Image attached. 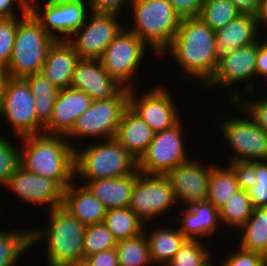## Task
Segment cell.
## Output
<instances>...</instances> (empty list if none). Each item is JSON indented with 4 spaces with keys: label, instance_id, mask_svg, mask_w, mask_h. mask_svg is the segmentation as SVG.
I'll return each mask as SVG.
<instances>
[{
    "label": "cell",
    "instance_id": "cell-15",
    "mask_svg": "<svg viewBox=\"0 0 267 266\" xmlns=\"http://www.w3.org/2000/svg\"><path fill=\"white\" fill-rule=\"evenodd\" d=\"M175 204H177L176 197L165 175L140 173L137 176L129 208L146 225L153 219L164 217Z\"/></svg>",
    "mask_w": 267,
    "mask_h": 266
},
{
    "label": "cell",
    "instance_id": "cell-34",
    "mask_svg": "<svg viewBox=\"0 0 267 266\" xmlns=\"http://www.w3.org/2000/svg\"><path fill=\"white\" fill-rule=\"evenodd\" d=\"M115 249L119 266L152 265L145 232L133 238L117 241Z\"/></svg>",
    "mask_w": 267,
    "mask_h": 266
},
{
    "label": "cell",
    "instance_id": "cell-11",
    "mask_svg": "<svg viewBox=\"0 0 267 266\" xmlns=\"http://www.w3.org/2000/svg\"><path fill=\"white\" fill-rule=\"evenodd\" d=\"M147 48L149 47L137 35L130 32L125 24V28L105 49L100 61L109 75L121 86L133 89L137 85L133 77L137 76L135 73L143 64Z\"/></svg>",
    "mask_w": 267,
    "mask_h": 266
},
{
    "label": "cell",
    "instance_id": "cell-3",
    "mask_svg": "<svg viewBox=\"0 0 267 266\" xmlns=\"http://www.w3.org/2000/svg\"><path fill=\"white\" fill-rule=\"evenodd\" d=\"M47 213L48 224L30 227L31 248L41 240L40 243L46 241L44 249L48 266H68L83 260L86 226L63 206Z\"/></svg>",
    "mask_w": 267,
    "mask_h": 266
},
{
    "label": "cell",
    "instance_id": "cell-2",
    "mask_svg": "<svg viewBox=\"0 0 267 266\" xmlns=\"http://www.w3.org/2000/svg\"><path fill=\"white\" fill-rule=\"evenodd\" d=\"M20 166L56 181L64 190L75 180V148L64 135L37 134L17 139Z\"/></svg>",
    "mask_w": 267,
    "mask_h": 266
},
{
    "label": "cell",
    "instance_id": "cell-45",
    "mask_svg": "<svg viewBox=\"0 0 267 266\" xmlns=\"http://www.w3.org/2000/svg\"><path fill=\"white\" fill-rule=\"evenodd\" d=\"M90 11L122 14L124 5H131L132 0H86Z\"/></svg>",
    "mask_w": 267,
    "mask_h": 266
},
{
    "label": "cell",
    "instance_id": "cell-8",
    "mask_svg": "<svg viewBox=\"0 0 267 266\" xmlns=\"http://www.w3.org/2000/svg\"><path fill=\"white\" fill-rule=\"evenodd\" d=\"M129 106V89L123 88L112 99L93 100L91 106L78 117L72 130L65 136L73 148V139L107 140L115 137L122 114ZM91 138V139H90Z\"/></svg>",
    "mask_w": 267,
    "mask_h": 266
},
{
    "label": "cell",
    "instance_id": "cell-29",
    "mask_svg": "<svg viewBox=\"0 0 267 266\" xmlns=\"http://www.w3.org/2000/svg\"><path fill=\"white\" fill-rule=\"evenodd\" d=\"M238 190L240 187L233 170L227 164L216 163L211 168L207 201L219 210Z\"/></svg>",
    "mask_w": 267,
    "mask_h": 266
},
{
    "label": "cell",
    "instance_id": "cell-20",
    "mask_svg": "<svg viewBox=\"0 0 267 266\" xmlns=\"http://www.w3.org/2000/svg\"><path fill=\"white\" fill-rule=\"evenodd\" d=\"M92 102L93 99L81 90L72 87L59 90L51 118L44 126L43 134L66 136Z\"/></svg>",
    "mask_w": 267,
    "mask_h": 266
},
{
    "label": "cell",
    "instance_id": "cell-5",
    "mask_svg": "<svg viewBox=\"0 0 267 266\" xmlns=\"http://www.w3.org/2000/svg\"><path fill=\"white\" fill-rule=\"evenodd\" d=\"M94 142L75 148L76 181L119 178L138 169L136 158L115 138Z\"/></svg>",
    "mask_w": 267,
    "mask_h": 266
},
{
    "label": "cell",
    "instance_id": "cell-4",
    "mask_svg": "<svg viewBox=\"0 0 267 266\" xmlns=\"http://www.w3.org/2000/svg\"><path fill=\"white\" fill-rule=\"evenodd\" d=\"M129 8L133 21L126 28L137 35L154 56H160L171 44L182 19L168 0H132Z\"/></svg>",
    "mask_w": 267,
    "mask_h": 266
},
{
    "label": "cell",
    "instance_id": "cell-13",
    "mask_svg": "<svg viewBox=\"0 0 267 266\" xmlns=\"http://www.w3.org/2000/svg\"><path fill=\"white\" fill-rule=\"evenodd\" d=\"M86 0H47L44 6L39 1L28 11L41 27L56 41L68 40L84 23L90 12Z\"/></svg>",
    "mask_w": 267,
    "mask_h": 266
},
{
    "label": "cell",
    "instance_id": "cell-47",
    "mask_svg": "<svg viewBox=\"0 0 267 266\" xmlns=\"http://www.w3.org/2000/svg\"><path fill=\"white\" fill-rule=\"evenodd\" d=\"M90 266H119L115 248L92 254L86 258Z\"/></svg>",
    "mask_w": 267,
    "mask_h": 266
},
{
    "label": "cell",
    "instance_id": "cell-49",
    "mask_svg": "<svg viewBox=\"0 0 267 266\" xmlns=\"http://www.w3.org/2000/svg\"><path fill=\"white\" fill-rule=\"evenodd\" d=\"M233 2L235 7L242 14H253L256 15L259 6V0H230Z\"/></svg>",
    "mask_w": 267,
    "mask_h": 266
},
{
    "label": "cell",
    "instance_id": "cell-42",
    "mask_svg": "<svg viewBox=\"0 0 267 266\" xmlns=\"http://www.w3.org/2000/svg\"><path fill=\"white\" fill-rule=\"evenodd\" d=\"M223 259L221 266H267V258L261 254L243 250L239 246ZM234 251V252H233Z\"/></svg>",
    "mask_w": 267,
    "mask_h": 266
},
{
    "label": "cell",
    "instance_id": "cell-39",
    "mask_svg": "<svg viewBox=\"0 0 267 266\" xmlns=\"http://www.w3.org/2000/svg\"><path fill=\"white\" fill-rule=\"evenodd\" d=\"M255 91L241 95L234 103L247 114V116L267 133V98L254 99ZM246 96V97H245ZM248 96V98H247ZM246 98V99H245Z\"/></svg>",
    "mask_w": 267,
    "mask_h": 266
},
{
    "label": "cell",
    "instance_id": "cell-36",
    "mask_svg": "<svg viewBox=\"0 0 267 266\" xmlns=\"http://www.w3.org/2000/svg\"><path fill=\"white\" fill-rule=\"evenodd\" d=\"M117 240L105 224L98 223L86 226L84 234V259L88 256L115 248Z\"/></svg>",
    "mask_w": 267,
    "mask_h": 266
},
{
    "label": "cell",
    "instance_id": "cell-48",
    "mask_svg": "<svg viewBox=\"0 0 267 266\" xmlns=\"http://www.w3.org/2000/svg\"><path fill=\"white\" fill-rule=\"evenodd\" d=\"M257 78L262 79L267 76V37L258 46L257 60H256Z\"/></svg>",
    "mask_w": 267,
    "mask_h": 266
},
{
    "label": "cell",
    "instance_id": "cell-40",
    "mask_svg": "<svg viewBox=\"0 0 267 266\" xmlns=\"http://www.w3.org/2000/svg\"><path fill=\"white\" fill-rule=\"evenodd\" d=\"M17 27L18 17L0 18V64L6 67L12 56Z\"/></svg>",
    "mask_w": 267,
    "mask_h": 266
},
{
    "label": "cell",
    "instance_id": "cell-24",
    "mask_svg": "<svg viewBox=\"0 0 267 266\" xmlns=\"http://www.w3.org/2000/svg\"><path fill=\"white\" fill-rule=\"evenodd\" d=\"M63 207L85 226L102 223L107 211L85 185L75 180L64 190Z\"/></svg>",
    "mask_w": 267,
    "mask_h": 266
},
{
    "label": "cell",
    "instance_id": "cell-54",
    "mask_svg": "<svg viewBox=\"0 0 267 266\" xmlns=\"http://www.w3.org/2000/svg\"><path fill=\"white\" fill-rule=\"evenodd\" d=\"M25 3H26V5L29 7L30 5H32L33 3H35V2H38V0H23Z\"/></svg>",
    "mask_w": 267,
    "mask_h": 266
},
{
    "label": "cell",
    "instance_id": "cell-26",
    "mask_svg": "<svg viewBox=\"0 0 267 266\" xmlns=\"http://www.w3.org/2000/svg\"><path fill=\"white\" fill-rule=\"evenodd\" d=\"M258 29L256 16L240 14L227 25L215 31L216 46L219 55L250 45L262 36Z\"/></svg>",
    "mask_w": 267,
    "mask_h": 266
},
{
    "label": "cell",
    "instance_id": "cell-7",
    "mask_svg": "<svg viewBox=\"0 0 267 266\" xmlns=\"http://www.w3.org/2000/svg\"><path fill=\"white\" fill-rule=\"evenodd\" d=\"M263 38L260 36L256 42L250 45L220 55L216 72L204 87L210 89L209 91L220 86V88L226 87L227 90L232 89L228 103L236 101L244 93L256 91L258 87L256 84V60L258 46L265 40ZM238 84H244V87L241 88ZM236 85L239 87L237 88Z\"/></svg>",
    "mask_w": 267,
    "mask_h": 266
},
{
    "label": "cell",
    "instance_id": "cell-9",
    "mask_svg": "<svg viewBox=\"0 0 267 266\" xmlns=\"http://www.w3.org/2000/svg\"><path fill=\"white\" fill-rule=\"evenodd\" d=\"M239 114L227 118H220L217 128L220 127L223 140L231 148L233 155L228 162H255L267 160V133L257 126L241 108L231 102ZM236 107V108H235ZM244 114V115H243ZM229 115V117H228ZM240 116V117H239Z\"/></svg>",
    "mask_w": 267,
    "mask_h": 266
},
{
    "label": "cell",
    "instance_id": "cell-50",
    "mask_svg": "<svg viewBox=\"0 0 267 266\" xmlns=\"http://www.w3.org/2000/svg\"><path fill=\"white\" fill-rule=\"evenodd\" d=\"M255 16L258 24V29L260 28L259 31L263 30L264 28L263 31L267 33V0H259L258 11ZM265 35L267 37V34Z\"/></svg>",
    "mask_w": 267,
    "mask_h": 266
},
{
    "label": "cell",
    "instance_id": "cell-43",
    "mask_svg": "<svg viewBox=\"0 0 267 266\" xmlns=\"http://www.w3.org/2000/svg\"><path fill=\"white\" fill-rule=\"evenodd\" d=\"M227 165L233 170L240 189L247 191L252 188L256 182L255 162H227Z\"/></svg>",
    "mask_w": 267,
    "mask_h": 266
},
{
    "label": "cell",
    "instance_id": "cell-23",
    "mask_svg": "<svg viewBox=\"0 0 267 266\" xmlns=\"http://www.w3.org/2000/svg\"><path fill=\"white\" fill-rule=\"evenodd\" d=\"M79 55L67 40L55 41L49 49L41 73L58 89L70 87Z\"/></svg>",
    "mask_w": 267,
    "mask_h": 266
},
{
    "label": "cell",
    "instance_id": "cell-6",
    "mask_svg": "<svg viewBox=\"0 0 267 266\" xmlns=\"http://www.w3.org/2000/svg\"><path fill=\"white\" fill-rule=\"evenodd\" d=\"M55 41L29 11L18 17L13 52L7 65L9 77L25 79L41 73L49 49Z\"/></svg>",
    "mask_w": 267,
    "mask_h": 266
},
{
    "label": "cell",
    "instance_id": "cell-27",
    "mask_svg": "<svg viewBox=\"0 0 267 266\" xmlns=\"http://www.w3.org/2000/svg\"><path fill=\"white\" fill-rule=\"evenodd\" d=\"M158 227L146 232V224L144 232L148 242L150 259L152 266L161 265L166 266L179 251L183 244L188 240L178 229L172 227L157 225Z\"/></svg>",
    "mask_w": 267,
    "mask_h": 266
},
{
    "label": "cell",
    "instance_id": "cell-19",
    "mask_svg": "<svg viewBox=\"0 0 267 266\" xmlns=\"http://www.w3.org/2000/svg\"><path fill=\"white\" fill-rule=\"evenodd\" d=\"M70 87L83 91L93 100L112 99L124 88L104 69L100 59H80Z\"/></svg>",
    "mask_w": 267,
    "mask_h": 266
},
{
    "label": "cell",
    "instance_id": "cell-12",
    "mask_svg": "<svg viewBox=\"0 0 267 266\" xmlns=\"http://www.w3.org/2000/svg\"><path fill=\"white\" fill-rule=\"evenodd\" d=\"M184 127L180 120L172 128L156 132L146 152L138 160V170L147 175H166L176 166L188 161L184 143Z\"/></svg>",
    "mask_w": 267,
    "mask_h": 266
},
{
    "label": "cell",
    "instance_id": "cell-16",
    "mask_svg": "<svg viewBox=\"0 0 267 266\" xmlns=\"http://www.w3.org/2000/svg\"><path fill=\"white\" fill-rule=\"evenodd\" d=\"M135 89H129V107L155 133L170 129L182 120V118L180 119L179 107L176 105L173 92L167 87L163 85L153 86L151 90L147 89V92H141L139 95L137 89Z\"/></svg>",
    "mask_w": 267,
    "mask_h": 266
},
{
    "label": "cell",
    "instance_id": "cell-41",
    "mask_svg": "<svg viewBox=\"0 0 267 266\" xmlns=\"http://www.w3.org/2000/svg\"><path fill=\"white\" fill-rule=\"evenodd\" d=\"M256 184L247 190L255 209L267 207V160L255 161Z\"/></svg>",
    "mask_w": 267,
    "mask_h": 266
},
{
    "label": "cell",
    "instance_id": "cell-18",
    "mask_svg": "<svg viewBox=\"0 0 267 266\" xmlns=\"http://www.w3.org/2000/svg\"><path fill=\"white\" fill-rule=\"evenodd\" d=\"M196 158L176 166L165 176L170 181L177 203H182L184 207L196 202L207 201L209 179L211 168L216 164L198 162Z\"/></svg>",
    "mask_w": 267,
    "mask_h": 266
},
{
    "label": "cell",
    "instance_id": "cell-31",
    "mask_svg": "<svg viewBox=\"0 0 267 266\" xmlns=\"http://www.w3.org/2000/svg\"><path fill=\"white\" fill-rule=\"evenodd\" d=\"M103 223L117 241L140 235L144 232L145 226L129 207L107 210Z\"/></svg>",
    "mask_w": 267,
    "mask_h": 266
},
{
    "label": "cell",
    "instance_id": "cell-14",
    "mask_svg": "<svg viewBox=\"0 0 267 266\" xmlns=\"http://www.w3.org/2000/svg\"><path fill=\"white\" fill-rule=\"evenodd\" d=\"M117 13L90 11L85 23L67 40L80 59H100L113 39L125 28Z\"/></svg>",
    "mask_w": 267,
    "mask_h": 266
},
{
    "label": "cell",
    "instance_id": "cell-30",
    "mask_svg": "<svg viewBox=\"0 0 267 266\" xmlns=\"http://www.w3.org/2000/svg\"><path fill=\"white\" fill-rule=\"evenodd\" d=\"M36 105L37 121L44 127L50 120L59 90L42 73L25 78Z\"/></svg>",
    "mask_w": 267,
    "mask_h": 266
},
{
    "label": "cell",
    "instance_id": "cell-38",
    "mask_svg": "<svg viewBox=\"0 0 267 266\" xmlns=\"http://www.w3.org/2000/svg\"><path fill=\"white\" fill-rule=\"evenodd\" d=\"M9 137L0 135V186H5L20 166V147Z\"/></svg>",
    "mask_w": 267,
    "mask_h": 266
},
{
    "label": "cell",
    "instance_id": "cell-32",
    "mask_svg": "<svg viewBox=\"0 0 267 266\" xmlns=\"http://www.w3.org/2000/svg\"><path fill=\"white\" fill-rule=\"evenodd\" d=\"M31 248L30 228L0 231V266H16Z\"/></svg>",
    "mask_w": 267,
    "mask_h": 266
},
{
    "label": "cell",
    "instance_id": "cell-37",
    "mask_svg": "<svg viewBox=\"0 0 267 266\" xmlns=\"http://www.w3.org/2000/svg\"><path fill=\"white\" fill-rule=\"evenodd\" d=\"M207 245L204 240L188 239L166 266H200L213 253Z\"/></svg>",
    "mask_w": 267,
    "mask_h": 266
},
{
    "label": "cell",
    "instance_id": "cell-53",
    "mask_svg": "<svg viewBox=\"0 0 267 266\" xmlns=\"http://www.w3.org/2000/svg\"><path fill=\"white\" fill-rule=\"evenodd\" d=\"M214 255L212 254V257L210 256L205 262H203L200 266H214V264L212 263L213 261L211 260V258H213ZM218 266H221L218 265Z\"/></svg>",
    "mask_w": 267,
    "mask_h": 266
},
{
    "label": "cell",
    "instance_id": "cell-28",
    "mask_svg": "<svg viewBox=\"0 0 267 266\" xmlns=\"http://www.w3.org/2000/svg\"><path fill=\"white\" fill-rule=\"evenodd\" d=\"M239 247L267 258V207L257 208L239 229Z\"/></svg>",
    "mask_w": 267,
    "mask_h": 266
},
{
    "label": "cell",
    "instance_id": "cell-21",
    "mask_svg": "<svg viewBox=\"0 0 267 266\" xmlns=\"http://www.w3.org/2000/svg\"><path fill=\"white\" fill-rule=\"evenodd\" d=\"M177 217L179 231L190 240H202L214 235L222 228L219 210L210 202H196L181 210ZM208 236V237H207Z\"/></svg>",
    "mask_w": 267,
    "mask_h": 266
},
{
    "label": "cell",
    "instance_id": "cell-17",
    "mask_svg": "<svg viewBox=\"0 0 267 266\" xmlns=\"http://www.w3.org/2000/svg\"><path fill=\"white\" fill-rule=\"evenodd\" d=\"M4 187L24 203L45 206L47 211L63 206L64 189L56 181L26 171L21 166Z\"/></svg>",
    "mask_w": 267,
    "mask_h": 266
},
{
    "label": "cell",
    "instance_id": "cell-10",
    "mask_svg": "<svg viewBox=\"0 0 267 266\" xmlns=\"http://www.w3.org/2000/svg\"><path fill=\"white\" fill-rule=\"evenodd\" d=\"M35 109V100L26 79L9 77L0 98V118H4L12 128L16 140L43 133L44 127L37 121Z\"/></svg>",
    "mask_w": 267,
    "mask_h": 266
},
{
    "label": "cell",
    "instance_id": "cell-22",
    "mask_svg": "<svg viewBox=\"0 0 267 266\" xmlns=\"http://www.w3.org/2000/svg\"><path fill=\"white\" fill-rule=\"evenodd\" d=\"M140 174L137 169L133 173L119 178H104L96 180H78L85 185L106 210L126 208L130 206L135 179Z\"/></svg>",
    "mask_w": 267,
    "mask_h": 266
},
{
    "label": "cell",
    "instance_id": "cell-33",
    "mask_svg": "<svg viewBox=\"0 0 267 266\" xmlns=\"http://www.w3.org/2000/svg\"><path fill=\"white\" fill-rule=\"evenodd\" d=\"M254 210L247 191L240 189L219 209L221 225L239 230L251 217Z\"/></svg>",
    "mask_w": 267,
    "mask_h": 266
},
{
    "label": "cell",
    "instance_id": "cell-35",
    "mask_svg": "<svg viewBox=\"0 0 267 266\" xmlns=\"http://www.w3.org/2000/svg\"><path fill=\"white\" fill-rule=\"evenodd\" d=\"M242 14L230 0H205L199 17L214 31Z\"/></svg>",
    "mask_w": 267,
    "mask_h": 266
},
{
    "label": "cell",
    "instance_id": "cell-52",
    "mask_svg": "<svg viewBox=\"0 0 267 266\" xmlns=\"http://www.w3.org/2000/svg\"><path fill=\"white\" fill-rule=\"evenodd\" d=\"M68 266H90V264L86 261V259L79 260L73 264H70Z\"/></svg>",
    "mask_w": 267,
    "mask_h": 266
},
{
    "label": "cell",
    "instance_id": "cell-46",
    "mask_svg": "<svg viewBox=\"0 0 267 266\" xmlns=\"http://www.w3.org/2000/svg\"><path fill=\"white\" fill-rule=\"evenodd\" d=\"M16 7L20 10L19 14ZM27 12L28 6L23 0H0V18L20 17Z\"/></svg>",
    "mask_w": 267,
    "mask_h": 266
},
{
    "label": "cell",
    "instance_id": "cell-51",
    "mask_svg": "<svg viewBox=\"0 0 267 266\" xmlns=\"http://www.w3.org/2000/svg\"><path fill=\"white\" fill-rule=\"evenodd\" d=\"M9 79L8 69L6 66L0 64V98Z\"/></svg>",
    "mask_w": 267,
    "mask_h": 266
},
{
    "label": "cell",
    "instance_id": "cell-44",
    "mask_svg": "<svg viewBox=\"0 0 267 266\" xmlns=\"http://www.w3.org/2000/svg\"><path fill=\"white\" fill-rule=\"evenodd\" d=\"M181 19L199 17L205 0H168Z\"/></svg>",
    "mask_w": 267,
    "mask_h": 266
},
{
    "label": "cell",
    "instance_id": "cell-1",
    "mask_svg": "<svg viewBox=\"0 0 267 266\" xmlns=\"http://www.w3.org/2000/svg\"><path fill=\"white\" fill-rule=\"evenodd\" d=\"M169 53L186 79L195 78L203 86L214 76L220 57L215 31L200 17L182 19L171 44L158 59Z\"/></svg>",
    "mask_w": 267,
    "mask_h": 266
},
{
    "label": "cell",
    "instance_id": "cell-25",
    "mask_svg": "<svg viewBox=\"0 0 267 266\" xmlns=\"http://www.w3.org/2000/svg\"><path fill=\"white\" fill-rule=\"evenodd\" d=\"M154 134L152 128L128 106L114 138L138 161L151 144Z\"/></svg>",
    "mask_w": 267,
    "mask_h": 266
}]
</instances>
